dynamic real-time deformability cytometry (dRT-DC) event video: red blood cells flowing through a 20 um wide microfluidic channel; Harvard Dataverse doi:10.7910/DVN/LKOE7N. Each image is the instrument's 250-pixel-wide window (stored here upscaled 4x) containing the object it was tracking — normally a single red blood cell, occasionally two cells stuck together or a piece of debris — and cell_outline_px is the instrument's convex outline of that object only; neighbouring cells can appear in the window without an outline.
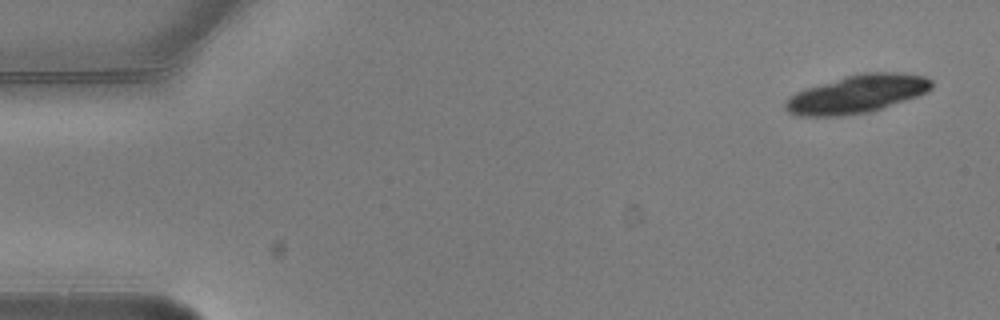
{"species": "common noctule bat (a hibernating species)", "species_latin": "Nyctalus noctula", "temperature_condition": "warm", "stored_images_in_passage": 5, "camera_frame_rate_fps": 3000, "um_per_image_px": 0.085, "animal": {"sex": "male", "body_mass_g": 20.5, "forearm_length_mm": 52.5}, "frame": {"image": 1, "passage_image": 1, "time_ms": 0.0, "image_size_px": [1000, 320], "cell_outline_px": [[932, 88], [928, 92], [872, 112], [844, 116], [796, 116], [788, 112], [784, 108], [784, 104], [788, 96], [804, 88], [844, 76], [864, 72], [900, 72], [924, 76], [932, 80]], "centroid_in_image_um": [72.82, 7.99], "position_along_channel_um": 12.2, "area_um2": 32.95}}